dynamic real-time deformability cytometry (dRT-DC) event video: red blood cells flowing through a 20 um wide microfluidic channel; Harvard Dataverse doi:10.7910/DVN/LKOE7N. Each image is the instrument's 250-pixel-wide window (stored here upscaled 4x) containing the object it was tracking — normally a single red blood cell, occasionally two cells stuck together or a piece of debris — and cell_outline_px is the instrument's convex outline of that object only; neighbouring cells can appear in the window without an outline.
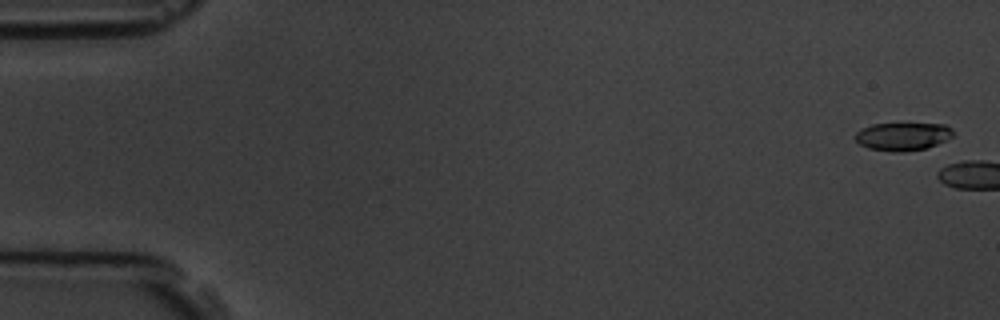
{"species": "common noctule bat (a hibernating species)", "species_latin": "Nyctalus noctula", "temperature_condition": "room temperature", "stored_images_in_passage": 8, "camera_frame_rate_fps": 3000, "um_per_image_px": 0.085, "animal": {"sex": "male", "body_mass_g": 19.5, "forearm_length_mm": 54.6}, "frame": {"image": 1, "passage_image": 1, "time_ms": 0.0, "image_size_px": [1000, 320], "cell_outline_px": [[952, 136], [936, 144], [924, 148], [904, 152], [892, 152], [868, 148], [860, 144], [852, 136], [856, 132], [872, 124], [948, 124], [952, 128]], "centroid_in_image_um": [76.7, 11.6], "position_along_channel_um": 8.3, "area_um2": 15.84}}
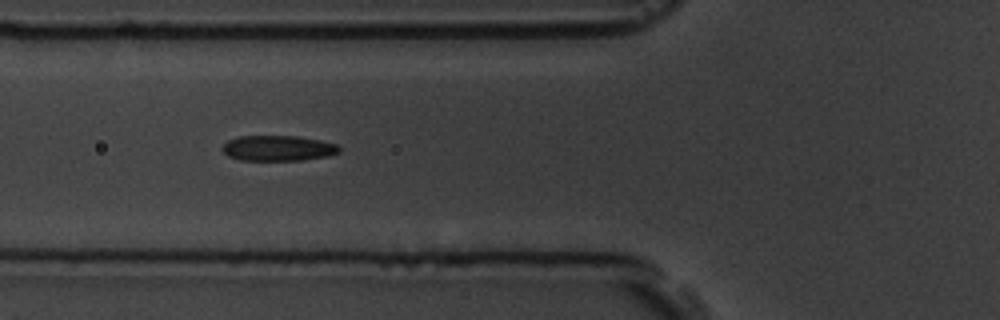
{"frame": {"image": 2, "passage_image": 7, "time_ms": 7.667, "image_size_px": [1000, 320], "cell_outline_px": [[340, 152], [328, 156], [304, 160], [240, 160], [228, 156], [224, 152], [224, 144], [228, 140], [236, 136], [296, 136], [320, 140], [336, 144], [340, 148]], "centroid_in_image_um": [23.65, 12.59], "position_along_channel_um": 102.2, "area_um2": 17.28}}
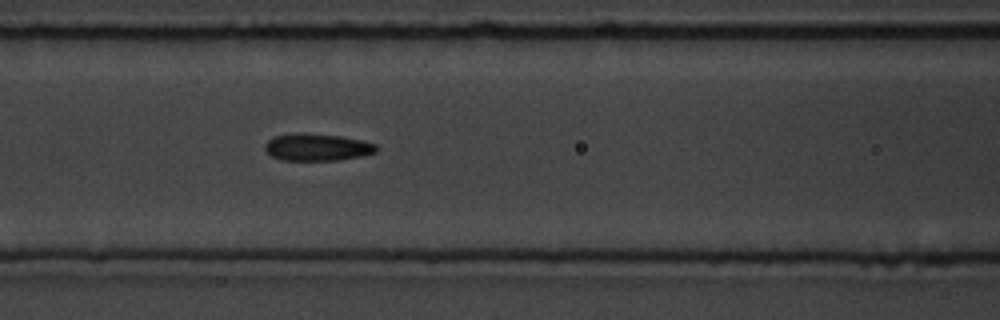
{"frame": {"image": 3, "passage_image": 8, "time_ms": 8.667, "image_size_px": [1000, 320], "cell_outline_px": [[376, 152], [360, 156], [336, 160], [280, 160], [272, 156], [264, 148], [264, 144], [268, 140], [276, 136], [292, 132], [304, 132], [340, 136], [360, 140], [376, 144]], "centroid_in_image_um": [26.9, 12.5], "position_along_channel_um": 139.7, "area_um2": 17.63}}